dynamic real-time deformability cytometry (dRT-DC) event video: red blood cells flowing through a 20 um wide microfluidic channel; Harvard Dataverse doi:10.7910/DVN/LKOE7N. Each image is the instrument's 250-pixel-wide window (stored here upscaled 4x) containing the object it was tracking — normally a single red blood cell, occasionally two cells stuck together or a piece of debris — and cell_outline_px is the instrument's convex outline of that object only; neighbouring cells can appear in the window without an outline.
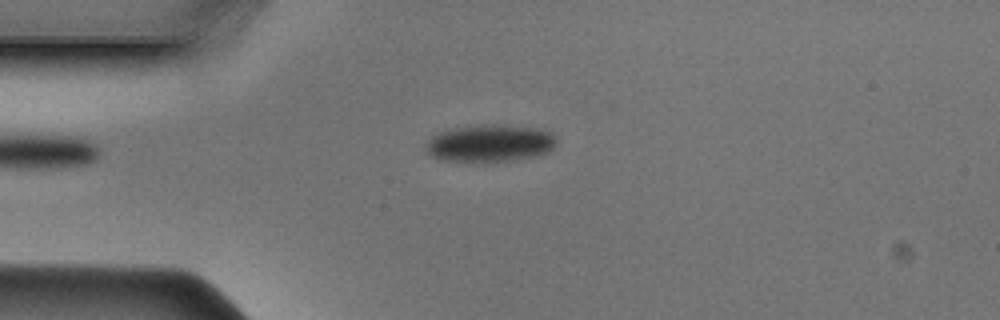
{"species": "Egyptian fruit bat (a non-hibernating species)", "species_latin": "Rousettus aegyptiacus", "temperature_condition": "cold", "stored_images_in_passage": 34, "camera_frame_rate_fps": 3000, "um_per_image_px": 0.085, "animal": {"sex": "male"}, "frame": {"image": 1, "passage_image": 1, "time_ms": 0.0, "image_size_px": [1000, 320], "cell_outline_px": [[556, 144], [548, 152], [540, 156], [484, 164], [480, 164], [444, 160], [432, 156], [424, 152], [424, 144], [436, 132], [460, 128], [536, 128], [552, 132], [556, 136]], "centroid_in_image_um": [41.61, 12.28], "position_along_channel_um": 43.4, "area_um2": 27.98}}
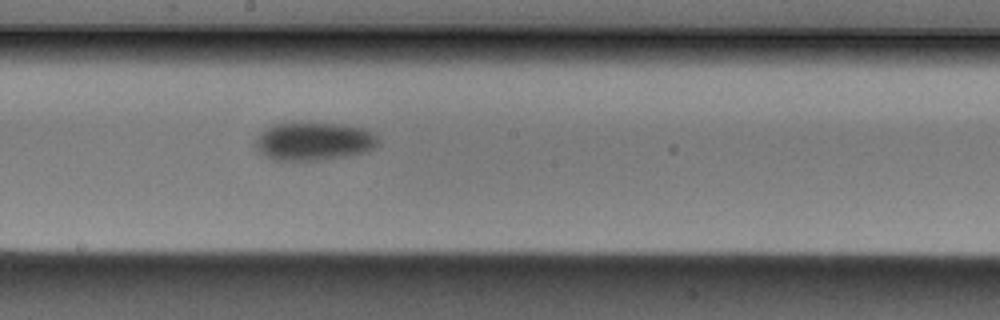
{"frame": {"image": 2, "passage_image": 15, "time_ms": 4.667, "image_size_px": [1000, 320], "cell_outline_px": [[380, 144], [368, 152], [352, 156], [320, 160], [272, 160], [260, 152], [256, 148], [256, 136], [260, 132], [272, 124], [344, 124], [368, 128], [376, 136]], "centroid_in_image_um": [26.74, 12.03], "position_along_channel_um": 221.5, "area_um2": 27.51}}
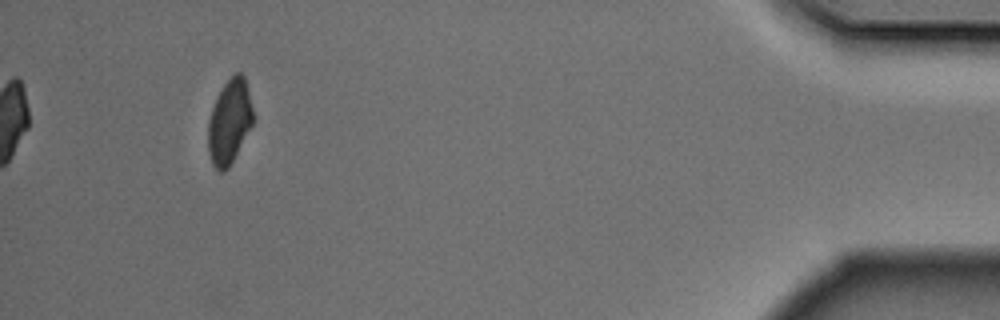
{"frame": {"image": 3, "passage_image": 34, "time_ms": 11.0, "image_size_px": [1000, 320], "cell_outline_px": [[252, 124], [228, 168], [224, 172], [220, 172], [212, 164], [208, 152], [208, 120], [212, 108], [224, 84], [236, 72], [240, 72], [244, 76], [252, 108]], "centroid_in_image_um": [19.48, 10.36], "position_along_channel_um": 415.7, "area_um2": 21.56}}